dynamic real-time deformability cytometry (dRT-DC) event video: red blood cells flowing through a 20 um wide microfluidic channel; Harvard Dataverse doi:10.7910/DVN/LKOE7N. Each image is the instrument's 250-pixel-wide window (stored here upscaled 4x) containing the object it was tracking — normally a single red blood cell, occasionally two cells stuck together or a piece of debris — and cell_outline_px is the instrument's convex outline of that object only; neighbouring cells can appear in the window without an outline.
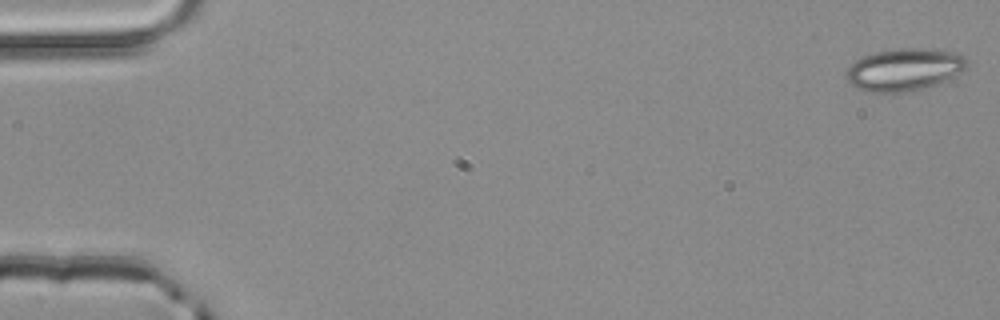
{"species": "common noctule bat (a hibernating species)", "species_latin": "Nyctalus noctula", "temperature_condition": "room temperature", "stored_images_in_passage": 5, "camera_frame_rate_fps": 3000, "um_per_image_px": 0.085, "animal": {"sex": "male", "body_mass_g": 20.4}, "frame": {"image": 1, "passage_image": 1, "time_ms": 0.0, "image_size_px": [1000, 320], "cell_outline_px": [[968, 68], [960, 72], [932, 84], [920, 88], [904, 92], [868, 92], [856, 88], [848, 80], [848, 68], [856, 60], [864, 56], [876, 52], [896, 48], [924, 48], [952, 52], [964, 56], [968, 60]], "centroid_in_image_um": [76.86, 5.89], "position_along_channel_um": 8.1, "area_um2": 29.13}}